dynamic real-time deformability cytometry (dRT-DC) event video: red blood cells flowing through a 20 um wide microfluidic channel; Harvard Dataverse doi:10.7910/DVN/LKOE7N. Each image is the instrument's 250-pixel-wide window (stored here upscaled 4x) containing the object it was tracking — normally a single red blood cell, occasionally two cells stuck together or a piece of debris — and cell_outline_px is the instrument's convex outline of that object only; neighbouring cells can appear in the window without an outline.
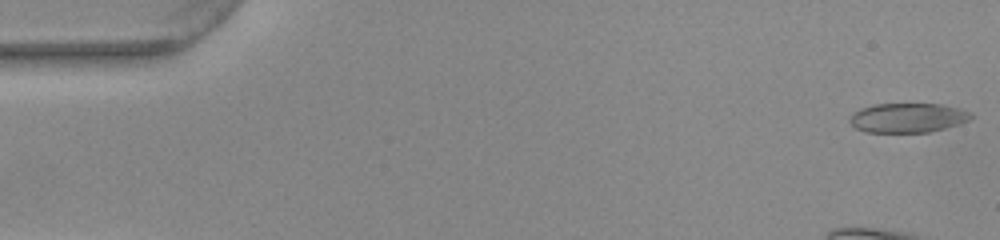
{"species": "common noctule bat (a hibernating species)", "species_latin": "Nyctalus noctula", "temperature_condition": "warm", "stored_images_in_passage": 30, "camera_frame_rate_fps": 3000, "um_per_image_px": 0.085, "animal": {"sex": "female", "body_mass_g": 22.0, "forearm_length_mm": 56.7}, "frame": {"image": 1, "passage_image": 1, "time_ms": 0.0, "image_size_px": [1000, 240], "cell_outline_px": [[972, 116], [968, 120], [960, 124], [928, 132], [864, 132], [856, 128], [848, 120], [852, 112], [860, 108], [872, 104], [940, 104], [972, 112]], "centroid_in_image_um": [77.11, 10.01], "position_along_channel_um": 7.9, "area_um2": 20.81}}
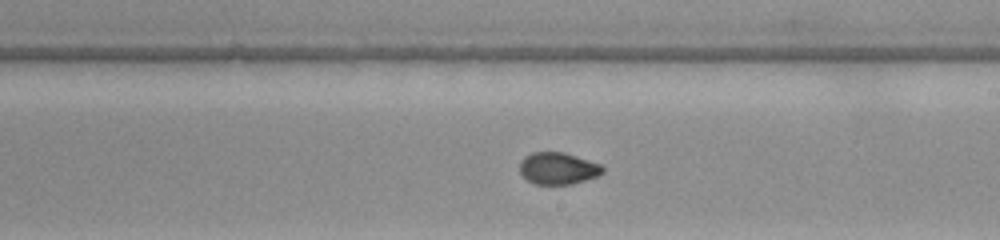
{"frame": {"image": 2, "passage_image": 30, "time_ms": 9.667, "image_size_px": [1000, 240], "cell_outline_px": [[604, 172], [600, 176], [572, 184], [536, 184], [528, 180], [520, 172], [520, 160], [524, 156], [532, 152], [564, 152], [600, 164], [604, 168]], "centroid_in_image_um": [47.45, 14.31], "position_along_channel_um": 241.6, "area_um2": 15.49}}